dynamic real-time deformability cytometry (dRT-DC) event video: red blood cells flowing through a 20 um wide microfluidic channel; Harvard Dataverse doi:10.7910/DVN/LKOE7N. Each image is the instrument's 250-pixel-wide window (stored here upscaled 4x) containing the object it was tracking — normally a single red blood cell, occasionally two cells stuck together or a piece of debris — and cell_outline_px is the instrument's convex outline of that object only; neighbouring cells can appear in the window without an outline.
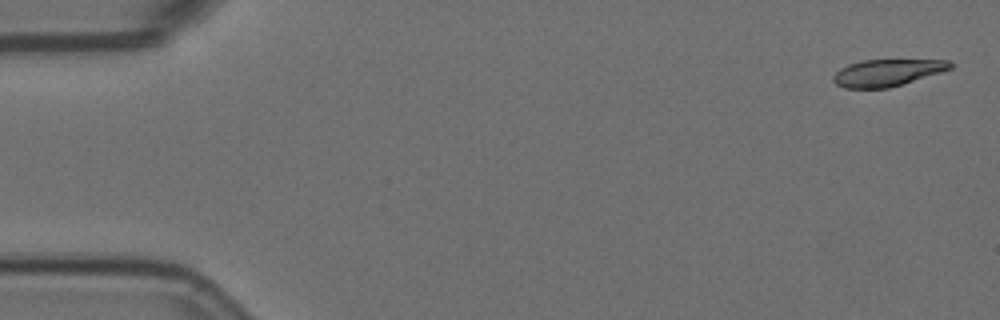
{"species": "Egyptian fruit bat (a non-hibernating species)", "species_latin": "Rousettus aegyptiacus", "temperature_condition": "room temperature", "stored_images_in_passage": 5, "camera_frame_rate_fps": 3000, "um_per_image_px": 0.085, "animal": {"sex": "female"}, "frame": {"image": 1, "passage_image": 1, "time_ms": 0.0, "image_size_px": [1000, 320], "cell_outline_px": [[956, 64], [952, 68], [940, 72], [888, 88], [844, 88], [836, 84], [832, 80], [832, 76], [840, 68], [848, 64], [864, 60], [948, 60]], "centroid_in_image_um": [75.39, 6.17], "position_along_channel_um": 9.6, "area_um2": 18.21}}
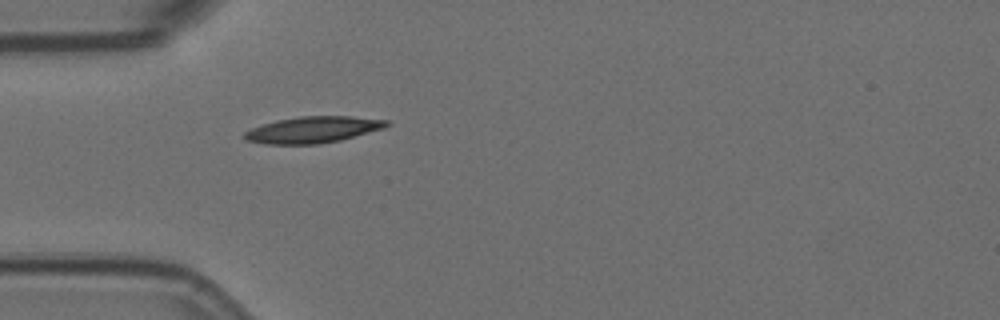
{"frame": {"image": 2, "passage_image": 5, "time_ms": 1.333, "image_size_px": [1000, 320], "cell_outline_px": [[392, 124], [384, 128], [340, 140], [320, 144], [264, 144], [244, 140], [244, 132], [252, 128], [276, 120], [300, 116], [352, 116], [388, 120]], "centroid_in_image_um": [26.61, 11.02], "position_along_channel_um": 58.4, "area_um2": 21.91}}